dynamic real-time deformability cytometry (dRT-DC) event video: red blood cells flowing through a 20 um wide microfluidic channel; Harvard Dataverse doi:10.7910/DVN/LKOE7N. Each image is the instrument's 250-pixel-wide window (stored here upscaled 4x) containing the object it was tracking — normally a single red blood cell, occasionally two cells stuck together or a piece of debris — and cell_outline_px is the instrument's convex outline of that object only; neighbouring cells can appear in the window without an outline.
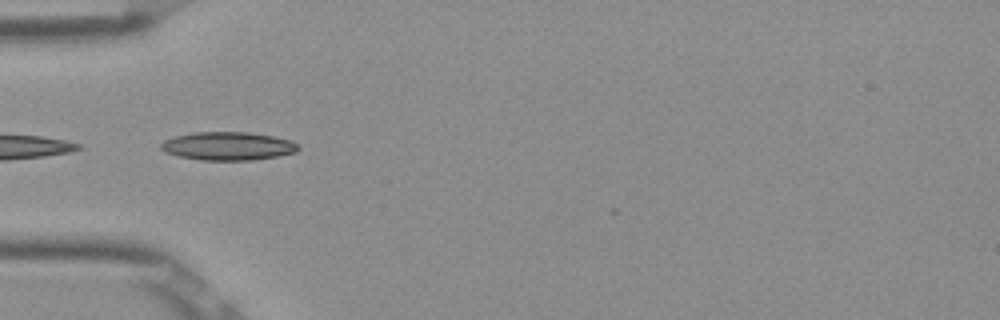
{"species": "Egyptian fruit bat (a non-hibernating species)", "species_latin": "Rousettus aegyptiacus", "temperature_condition": "room temperature", "stored_images_in_passage": 13, "camera_frame_rate_fps": 3000, "um_per_image_px": 0.085, "frame": {"image": 1, "passage_image": 3, "time_ms": 0.667, "image_size_px": [1000, 320], "cell_outline_px": [[300, 148], [296, 152], [276, 156], [252, 160], [200, 160], [180, 156], [164, 152], [160, 148], [160, 144], [164, 140], [176, 136], [192, 132], [248, 132], [272, 136], [292, 140]], "centroid_in_image_um": [19.36, 12.41], "position_along_channel_um": 65.6, "area_um2": 22.6}}